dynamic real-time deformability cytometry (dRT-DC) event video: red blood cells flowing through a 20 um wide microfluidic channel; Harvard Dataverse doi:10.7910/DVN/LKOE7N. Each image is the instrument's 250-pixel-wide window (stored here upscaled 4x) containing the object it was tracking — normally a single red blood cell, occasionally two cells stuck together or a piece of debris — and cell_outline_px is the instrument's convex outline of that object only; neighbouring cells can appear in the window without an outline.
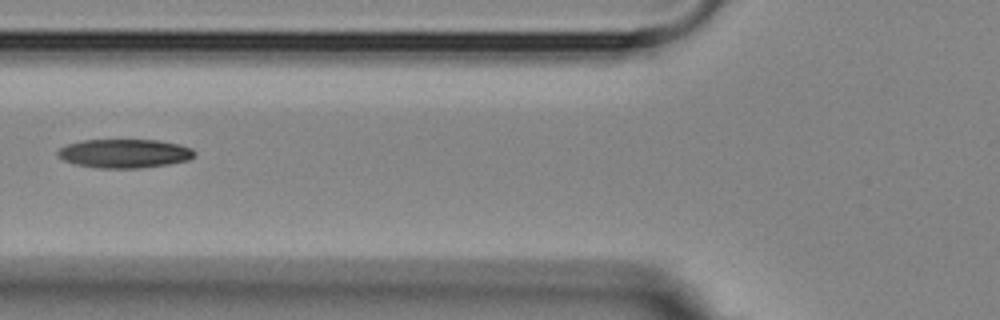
{"species": "Egyptian fruit bat (a non-hibernating species)", "species_latin": "Rousettus aegyptiacus", "temperature_condition": "room temperature", "stored_images_in_passage": 6, "camera_frame_rate_fps": 3000, "um_per_image_px": 0.085, "animal": {"sex": "female"}, "frame": {"image": 1, "passage_image": 6, "time_ms": 6.667, "image_size_px": [1000, 320], "cell_outline_px": [[196, 156], [188, 160], [168, 164], [140, 168], [100, 168], [76, 164], [64, 160], [56, 156], [56, 152], [60, 148], [68, 144], [84, 140], [156, 140], [180, 144], [192, 148], [196, 152]], "centroid_in_image_um": [10.6, 13.04], "position_along_channel_um": 115.2, "area_um2": 23.0}}